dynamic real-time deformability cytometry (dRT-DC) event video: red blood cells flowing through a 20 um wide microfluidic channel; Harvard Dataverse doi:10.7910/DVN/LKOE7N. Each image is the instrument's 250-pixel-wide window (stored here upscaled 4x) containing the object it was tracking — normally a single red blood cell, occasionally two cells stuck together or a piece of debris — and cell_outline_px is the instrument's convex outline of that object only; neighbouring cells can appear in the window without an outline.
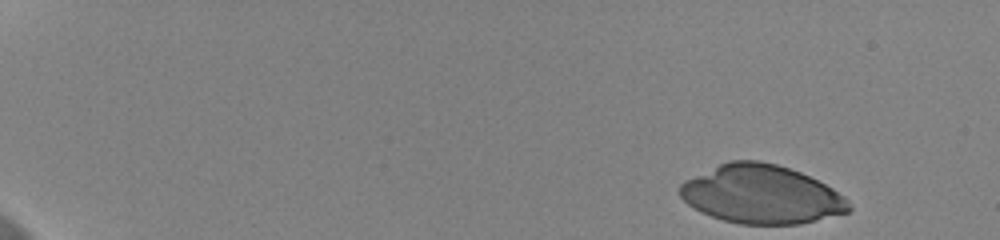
{"species": "human", "species_latin": "Homo sapiens", "temperature_condition": "cold", "stored_images_in_passage": 52, "camera_frame_rate_fps": 3000, "um_per_image_px": 0.085, "donor": {"sex": "female"}, "frame": {"image": 1, "passage_image": 1, "time_ms": 0.0, "image_size_px": [1000, 240], "cell_outline_px": [[852, 208], [848, 212], [800, 224], [740, 224], [724, 220], [700, 212], [688, 204], [680, 196], [680, 184], [684, 180], [728, 160], [760, 160], [776, 164], [800, 172], [832, 188], [844, 196], [848, 200]], "centroid_in_image_um": [64.71, 16.52], "position_along_channel_um": 20.3, "area_um2": 57.45}}